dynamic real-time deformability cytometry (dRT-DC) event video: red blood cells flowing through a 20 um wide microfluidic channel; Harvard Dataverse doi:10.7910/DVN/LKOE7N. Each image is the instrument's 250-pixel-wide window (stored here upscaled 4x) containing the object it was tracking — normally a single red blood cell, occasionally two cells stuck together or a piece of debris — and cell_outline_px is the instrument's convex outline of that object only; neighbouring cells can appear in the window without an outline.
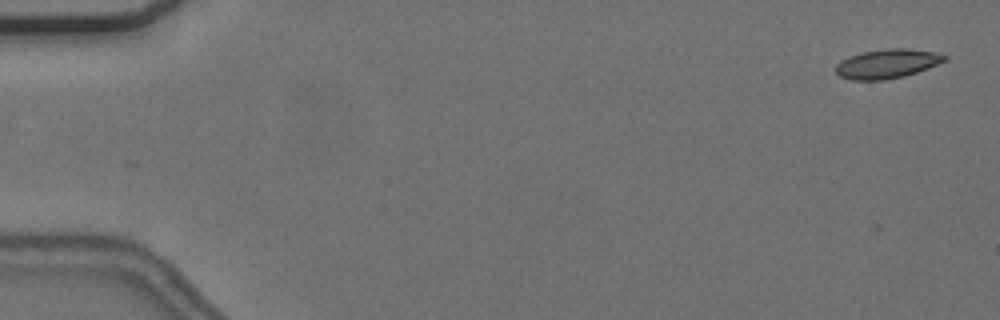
{"species": "common noctule bat (a hibernating species)", "species_latin": "Nyctalus noctula", "temperature_condition": "cold", "stored_images_in_passage": 18, "camera_frame_rate_fps": 3000, "um_per_image_px": 0.085, "animal": {"sex": "female", "body_mass_g": 24.6, "forearm_length_mm": 56.2}, "frame": {"image": 1, "passage_image": 2, "time_ms": 0.333, "image_size_px": [1000, 320], "cell_outline_px": [[948, 60], [928, 68], [904, 76], [884, 80], [852, 80], [840, 76], [836, 72], [836, 64], [840, 60], [848, 56], [864, 52], [888, 48], [908, 48], [932, 52], [948, 56]], "centroid_in_image_um": [75.4, 5.42], "position_along_channel_um": 9.6, "area_um2": 18.5}}